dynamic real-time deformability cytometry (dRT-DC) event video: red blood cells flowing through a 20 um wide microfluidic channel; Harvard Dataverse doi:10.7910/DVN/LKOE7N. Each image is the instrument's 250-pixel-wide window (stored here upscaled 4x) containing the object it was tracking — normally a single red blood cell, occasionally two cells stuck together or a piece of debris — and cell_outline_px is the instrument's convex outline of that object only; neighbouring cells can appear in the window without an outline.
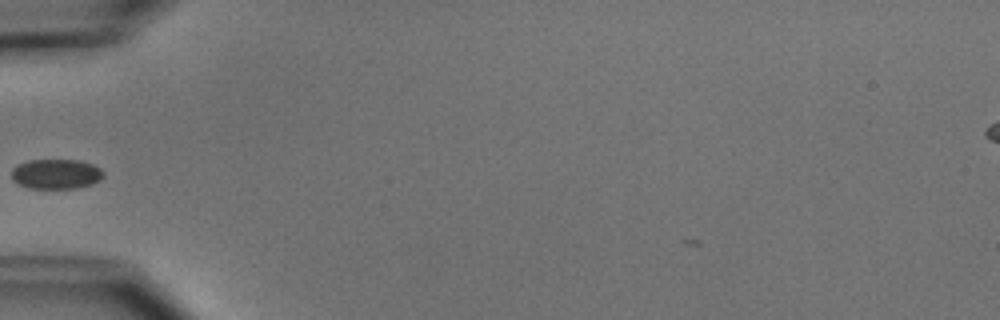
{"species": "common noctule bat (a hibernating species)", "species_latin": "Nyctalus noctula", "temperature_condition": "cold", "stored_images_in_passage": 1, "camera_frame_rate_fps": 3000, "um_per_image_px": 0.085, "animal": {"sex": "male", "body_mass_g": 15.6}, "frame": {"image": 1, "passage_image": 1, "time_ms": 0.0, "image_size_px": [1000, 320], "cell_outline_px": [[104, 176], [100, 180], [92, 184], [76, 188], [28, 188], [12, 180], [12, 168], [28, 160], [80, 160], [92, 164], [100, 168], [104, 172]], "centroid_in_image_um": [4.79, 14.79], "position_along_channel_um": 80.2, "area_um2": 16.01}}